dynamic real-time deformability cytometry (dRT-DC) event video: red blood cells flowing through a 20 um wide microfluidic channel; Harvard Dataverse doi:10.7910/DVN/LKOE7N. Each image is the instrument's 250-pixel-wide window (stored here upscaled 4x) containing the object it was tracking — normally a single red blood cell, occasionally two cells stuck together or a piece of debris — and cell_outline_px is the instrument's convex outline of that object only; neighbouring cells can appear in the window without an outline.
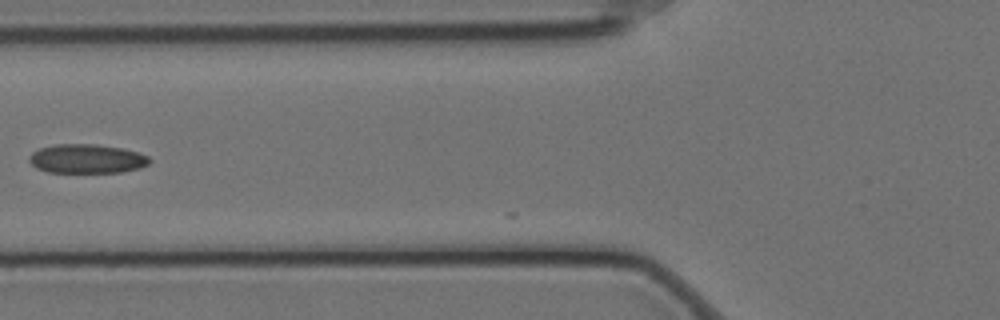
{"species": "Egyptian fruit bat (a non-hibernating species)", "species_latin": "Rousettus aegyptiacus", "temperature_condition": "cold", "stored_images_in_passage": 4, "camera_frame_rate_fps": 3000, "um_per_image_px": 0.085, "animal": {"sex": "female"}, "frame": {"image": 1, "passage_image": 2, "time_ms": 0.333, "image_size_px": [1000, 320], "cell_outline_px": [[152, 160], [148, 164], [140, 168], [120, 172], [48, 172], [36, 168], [28, 160], [28, 156], [32, 152], [40, 148], [56, 144], [92, 144], [120, 148], [136, 152], [148, 156]], "centroid_in_image_um": [7.35, 13.5], "position_along_channel_um": 118.4, "area_um2": 20.29}}